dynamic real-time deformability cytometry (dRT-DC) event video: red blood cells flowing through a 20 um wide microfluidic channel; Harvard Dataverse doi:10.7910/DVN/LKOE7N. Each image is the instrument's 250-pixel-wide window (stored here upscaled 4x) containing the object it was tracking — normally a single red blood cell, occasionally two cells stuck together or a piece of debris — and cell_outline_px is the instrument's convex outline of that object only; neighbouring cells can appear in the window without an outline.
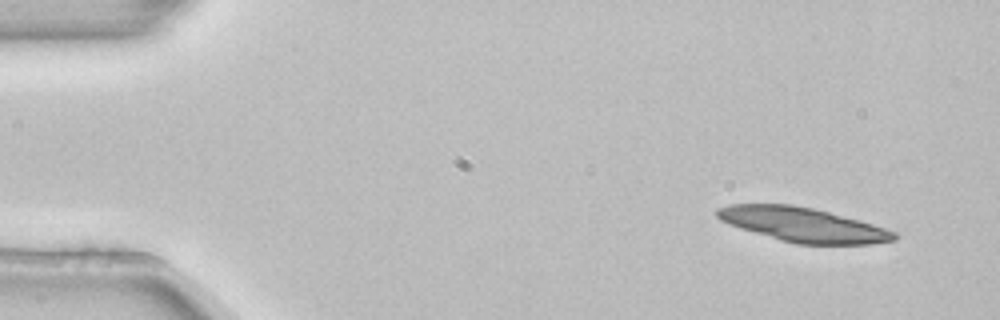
{"species": "common noctule bat (a hibernating species)", "species_latin": "Nyctalus noctula", "temperature_condition": "room temperature", "stored_images_in_passage": 5, "camera_frame_rate_fps": 3000, "um_per_image_px": 0.085, "animal": {"sex": "female", "body_mass_g": 22.7, "forearm_length_mm": 54.2}, "frame": {"image": 1, "passage_image": 1, "time_ms": 0.0, "image_size_px": [1000, 320], "cell_outline_px": [[896, 240], [872, 244], [796, 244], [780, 240], [740, 228], [728, 224], [720, 220], [716, 216], [716, 208], [728, 204], [792, 204], [812, 208], [860, 220], [896, 232]], "centroid_in_image_um": [68.21, 19.09], "position_along_channel_um": 16.8, "area_um2": 35.32}}
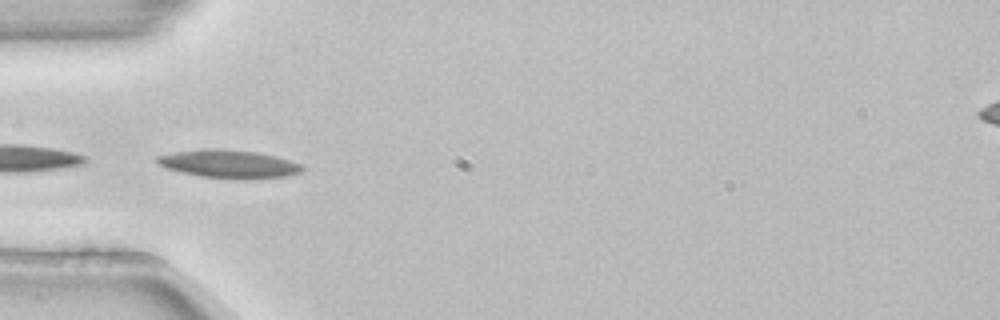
{"frame": {"image": 2, "passage_image": 4, "time_ms": 1.0, "image_size_px": [1000, 320], "cell_outline_px": [[304, 168], [300, 172], [284, 176], [200, 176], [164, 168], [156, 160], [156, 156], [176, 152], [204, 148], [220, 148], [256, 152], [276, 156], [300, 164]], "centroid_in_image_um": [19.37, 13.87], "position_along_channel_um": 65.6, "area_um2": 22.54}}